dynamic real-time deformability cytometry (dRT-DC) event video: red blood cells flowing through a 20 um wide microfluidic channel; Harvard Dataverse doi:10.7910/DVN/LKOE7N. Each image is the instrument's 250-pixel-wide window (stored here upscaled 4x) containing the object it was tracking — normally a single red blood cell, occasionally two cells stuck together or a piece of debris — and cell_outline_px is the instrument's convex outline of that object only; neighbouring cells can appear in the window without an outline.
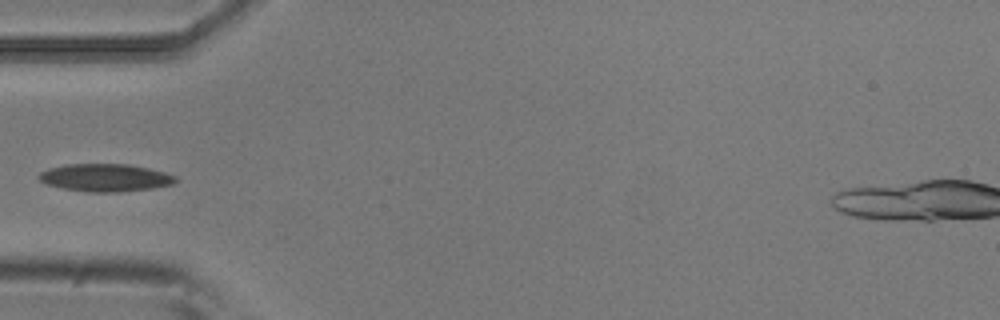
{"species": "common noctule bat (a hibernating species)", "species_latin": "Nyctalus noctula", "temperature_condition": "room temperature", "stored_images_in_passage": 3, "camera_frame_rate_fps": 3000, "um_per_image_px": 0.085, "animal": {"sex": "male", "body_mass_g": 20.5, "forearm_length_mm": 52.5}, "frame": {"image": 1, "passage_image": 2, "time_ms": 0.333, "image_size_px": [1000, 320], "cell_outline_px": [[176, 184], [152, 188], [120, 192], [88, 192], [64, 188], [48, 184], [40, 180], [36, 176], [40, 172], [48, 168], [64, 164], [128, 164], [148, 168], [164, 172], [176, 176]], "centroid_in_image_um": [8.95, 15.1], "position_along_channel_um": 76.0, "area_um2": 22.08}}
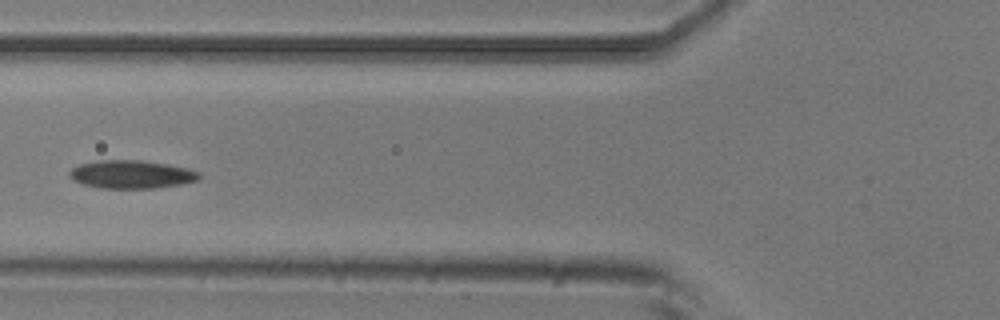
{"frame": {"image": 2, "passage_image": 3, "time_ms": 0.667, "image_size_px": [1000, 320], "cell_outline_px": [[200, 180], [180, 184], [156, 188], [104, 188], [84, 184], [72, 180], [68, 176], [68, 172], [72, 168], [80, 164], [100, 160], [140, 160], [168, 164], [188, 168], [200, 172]], "centroid_in_image_um": [11.19, 14.82], "position_along_channel_um": 114.6, "area_um2": 21.33}}